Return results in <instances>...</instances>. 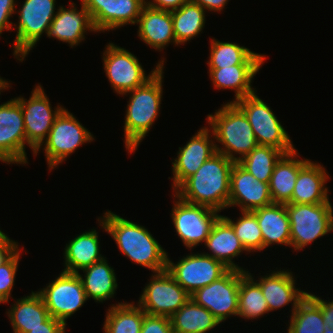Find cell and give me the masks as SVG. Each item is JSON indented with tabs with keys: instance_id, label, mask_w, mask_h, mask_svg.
Returning a JSON list of instances; mask_svg holds the SVG:
<instances>
[{
	"instance_id": "1",
	"label": "cell",
	"mask_w": 333,
	"mask_h": 333,
	"mask_svg": "<svg viewBox=\"0 0 333 333\" xmlns=\"http://www.w3.org/2000/svg\"><path fill=\"white\" fill-rule=\"evenodd\" d=\"M109 233L122 254L132 262L150 269L153 273L167 268L168 253L144 226L131 222L108 210L97 220Z\"/></svg>"
},
{
	"instance_id": "28",
	"label": "cell",
	"mask_w": 333,
	"mask_h": 333,
	"mask_svg": "<svg viewBox=\"0 0 333 333\" xmlns=\"http://www.w3.org/2000/svg\"><path fill=\"white\" fill-rule=\"evenodd\" d=\"M261 67L262 65H234L220 69H208V73L214 88L234 90L235 99L230 102H236L257 92L252 88L251 83Z\"/></svg>"
},
{
	"instance_id": "13",
	"label": "cell",
	"mask_w": 333,
	"mask_h": 333,
	"mask_svg": "<svg viewBox=\"0 0 333 333\" xmlns=\"http://www.w3.org/2000/svg\"><path fill=\"white\" fill-rule=\"evenodd\" d=\"M150 280L137 303L146 314L170 318L190 299L167 270L156 272Z\"/></svg>"
},
{
	"instance_id": "23",
	"label": "cell",
	"mask_w": 333,
	"mask_h": 333,
	"mask_svg": "<svg viewBox=\"0 0 333 333\" xmlns=\"http://www.w3.org/2000/svg\"><path fill=\"white\" fill-rule=\"evenodd\" d=\"M330 179L325 167L309 160L300 170L289 203L321 204L329 200V190L325 186Z\"/></svg>"
},
{
	"instance_id": "31",
	"label": "cell",
	"mask_w": 333,
	"mask_h": 333,
	"mask_svg": "<svg viewBox=\"0 0 333 333\" xmlns=\"http://www.w3.org/2000/svg\"><path fill=\"white\" fill-rule=\"evenodd\" d=\"M210 56L207 61L209 69H220L234 65H263L266 59L259 54L237 43L222 42L211 39Z\"/></svg>"
},
{
	"instance_id": "40",
	"label": "cell",
	"mask_w": 333,
	"mask_h": 333,
	"mask_svg": "<svg viewBox=\"0 0 333 333\" xmlns=\"http://www.w3.org/2000/svg\"><path fill=\"white\" fill-rule=\"evenodd\" d=\"M140 333H172L169 317L145 314Z\"/></svg>"
},
{
	"instance_id": "25",
	"label": "cell",
	"mask_w": 333,
	"mask_h": 333,
	"mask_svg": "<svg viewBox=\"0 0 333 333\" xmlns=\"http://www.w3.org/2000/svg\"><path fill=\"white\" fill-rule=\"evenodd\" d=\"M263 235V250L271 244L291 246L290 221L286 204L272 203L251 211Z\"/></svg>"
},
{
	"instance_id": "15",
	"label": "cell",
	"mask_w": 333,
	"mask_h": 333,
	"mask_svg": "<svg viewBox=\"0 0 333 333\" xmlns=\"http://www.w3.org/2000/svg\"><path fill=\"white\" fill-rule=\"evenodd\" d=\"M239 285L240 271L229 269L219 279L197 289L190 298L210 311L222 323L228 317L238 315Z\"/></svg>"
},
{
	"instance_id": "2",
	"label": "cell",
	"mask_w": 333,
	"mask_h": 333,
	"mask_svg": "<svg viewBox=\"0 0 333 333\" xmlns=\"http://www.w3.org/2000/svg\"><path fill=\"white\" fill-rule=\"evenodd\" d=\"M234 164V160L216 152L174 192L186 202L221 212L228 208L230 173Z\"/></svg>"
},
{
	"instance_id": "5",
	"label": "cell",
	"mask_w": 333,
	"mask_h": 333,
	"mask_svg": "<svg viewBox=\"0 0 333 333\" xmlns=\"http://www.w3.org/2000/svg\"><path fill=\"white\" fill-rule=\"evenodd\" d=\"M290 221L291 247L302 250L318 238L333 231V207L321 204H286Z\"/></svg>"
},
{
	"instance_id": "12",
	"label": "cell",
	"mask_w": 333,
	"mask_h": 333,
	"mask_svg": "<svg viewBox=\"0 0 333 333\" xmlns=\"http://www.w3.org/2000/svg\"><path fill=\"white\" fill-rule=\"evenodd\" d=\"M37 293L42 297L49 315L65 325L66 320L88 300L79 274L64 271Z\"/></svg>"
},
{
	"instance_id": "11",
	"label": "cell",
	"mask_w": 333,
	"mask_h": 333,
	"mask_svg": "<svg viewBox=\"0 0 333 333\" xmlns=\"http://www.w3.org/2000/svg\"><path fill=\"white\" fill-rule=\"evenodd\" d=\"M31 93L29 100L22 96L15 98L18 100L23 113L26 145L28 144L34 156H36L42 148V143L48 138L51 127L64 106L57 105L53 110L41 84H37Z\"/></svg>"
},
{
	"instance_id": "8",
	"label": "cell",
	"mask_w": 333,
	"mask_h": 333,
	"mask_svg": "<svg viewBox=\"0 0 333 333\" xmlns=\"http://www.w3.org/2000/svg\"><path fill=\"white\" fill-rule=\"evenodd\" d=\"M245 114L252 126L258 145L271 146L284 154L295 150L290 136L271 108L257 93L234 102Z\"/></svg>"
},
{
	"instance_id": "42",
	"label": "cell",
	"mask_w": 333,
	"mask_h": 333,
	"mask_svg": "<svg viewBox=\"0 0 333 333\" xmlns=\"http://www.w3.org/2000/svg\"><path fill=\"white\" fill-rule=\"evenodd\" d=\"M66 325L49 316L43 323L42 326L32 328L28 333H65Z\"/></svg>"
},
{
	"instance_id": "27",
	"label": "cell",
	"mask_w": 333,
	"mask_h": 333,
	"mask_svg": "<svg viewBox=\"0 0 333 333\" xmlns=\"http://www.w3.org/2000/svg\"><path fill=\"white\" fill-rule=\"evenodd\" d=\"M98 232L96 229L83 232L70 240L64 248V266L62 270L68 273H79L95 262L104 258L100 254Z\"/></svg>"
},
{
	"instance_id": "24",
	"label": "cell",
	"mask_w": 333,
	"mask_h": 333,
	"mask_svg": "<svg viewBox=\"0 0 333 333\" xmlns=\"http://www.w3.org/2000/svg\"><path fill=\"white\" fill-rule=\"evenodd\" d=\"M204 245L208 248L211 256L215 260L222 262L227 268L239 271H246L243 267L234 263L233 259L238 257L243 251L247 252L236 236L232 225L221 215L207 237Z\"/></svg>"
},
{
	"instance_id": "29",
	"label": "cell",
	"mask_w": 333,
	"mask_h": 333,
	"mask_svg": "<svg viewBox=\"0 0 333 333\" xmlns=\"http://www.w3.org/2000/svg\"><path fill=\"white\" fill-rule=\"evenodd\" d=\"M6 313L13 333H28L32 328L42 326L50 316L42 297L36 291L17 299Z\"/></svg>"
},
{
	"instance_id": "43",
	"label": "cell",
	"mask_w": 333,
	"mask_h": 333,
	"mask_svg": "<svg viewBox=\"0 0 333 333\" xmlns=\"http://www.w3.org/2000/svg\"><path fill=\"white\" fill-rule=\"evenodd\" d=\"M308 295L321 307L322 318L326 327L333 329V300L331 302L320 298L318 295Z\"/></svg>"
},
{
	"instance_id": "9",
	"label": "cell",
	"mask_w": 333,
	"mask_h": 333,
	"mask_svg": "<svg viewBox=\"0 0 333 333\" xmlns=\"http://www.w3.org/2000/svg\"><path fill=\"white\" fill-rule=\"evenodd\" d=\"M93 140L91 132L64 108L56 117L48 138L41 145L44 147L42 149L45 153L48 170L55 169L78 147Z\"/></svg>"
},
{
	"instance_id": "37",
	"label": "cell",
	"mask_w": 333,
	"mask_h": 333,
	"mask_svg": "<svg viewBox=\"0 0 333 333\" xmlns=\"http://www.w3.org/2000/svg\"><path fill=\"white\" fill-rule=\"evenodd\" d=\"M325 328L321 307L307 295L291 314L287 333H323Z\"/></svg>"
},
{
	"instance_id": "18",
	"label": "cell",
	"mask_w": 333,
	"mask_h": 333,
	"mask_svg": "<svg viewBox=\"0 0 333 333\" xmlns=\"http://www.w3.org/2000/svg\"><path fill=\"white\" fill-rule=\"evenodd\" d=\"M209 132L208 126L203 127L191 137L185 146L179 147L177 157L172 162L173 191L188 177L195 174L202 164L216 153L214 134L212 131L210 132L212 135Z\"/></svg>"
},
{
	"instance_id": "35",
	"label": "cell",
	"mask_w": 333,
	"mask_h": 333,
	"mask_svg": "<svg viewBox=\"0 0 333 333\" xmlns=\"http://www.w3.org/2000/svg\"><path fill=\"white\" fill-rule=\"evenodd\" d=\"M145 314L134 302L112 304L105 316L104 333H140Z\"/></svg>"
},
{
	"instance_id": "19",
	"label": "cell",
	"mask_w": 333,
	"mask_h": 333,
	"mask_svg": "<svg viewBox=\"0 0 333 333\" xmlns=\"http://www.w3.org/2000/svg\"><path fill=\"white\" fill-rule=\"evenodd\" d=\"M272 203L269 183L259 181L236 161L230 173L228 208L235 205L240 211H253Z\"/></svg>"
},
{
	"instance_id": "22",
	"label": "cell",
	"mask_w": 333,
	"mask_h": 333,
	"mask_svg": "<svg viewBox=\"0 0 333 333\" xmlns=\"http://www.w3.org/2000/svg\"><path fill=\"white\" fill-rule=\"evenodd\" d=\"M138 37L152 49L162 51L169 43H176L171 11L144 5L136 23Z\"/></svg>"
},
{
	"instance_id": "34",
	"label": "cell",
	"mask_w": 333,
	"mask_h": 333,
	"mask_svg": "<svg viewBox=\"0 0 333 333\" xmlns=\"http://www.w3.org/2000/svg\"><path fill=\"white\" fill-rule=\"evenodd\" d=\"M206 12L201 6L190 1L171 11L174 36L178 45L185 44L202 32Z\"/></svg>"
},
{
	"instance_id": "36",
	"label": "cell",
	"mask_w": 333,
	"mask_h": 333,
	"mask_svg": "<svg viewBox=\"0 0 333 333\" xmlns=\"http://www.w3.org/2000/svg\"><path fill=\"white\" fill-rule=\"evenodd\" d=\"M283 154L277 148L257 145L237 162L259 181L269 183L274 166Z\"/></svg>"
},
{
	"instance_id": "30",
	"label": "cell",
	"mask_w": 333,
	"mask_h": 333,
	"mask_svg": "<svg viewBox=\"0 0 333 333\" xmlns=\"http://www.w3.org/2000/svg\"><path fill=\"white\" fill-rule=\"evenodd\" d=\"M106 257L83 269L79 276L82 280L87 299L92 298L96 302L106 301L114 297L118 287L115 270L107 263Z\"/></svg>"
},
{
	"instance_id": "49",
	"label": "cell",
	"mask_w": 333,
	"mask_h": 333,
	"mask_svg": "<svg viewBox=\"0 0 333 333\" xmlns=\"http://www.w3.org/2000/svg\"><path fill=\"white\" fill-rule=\"evenodd\" d=\"M323 333H333V329L326 327Z\"/></svg>"
},
{
	"instance_id": "7",
	"label": "cell",
	"mask_w": 333,
	"mask_h": 333,
	"mask_svg": "<svg viewBox=\"0 0 333 333\" xmlns=\"http://www.w3.org/2000/svg\"><path fill=\"white\" fill-rule=\"evenodd\" d=\"M103 67L111 87L118 95H122L144 85L154 74L164 66V57L156 67L145 74L139 59L129 50L108 43L103 52Z\"/></svg>"
},
{
	"instance_id": "6",
	"label": "cell",
	"mask_w": 333,
	"mask_h": 333,
	"mask_svg": "<svg viewBox=\"0 0 333 333\" xmlns=\"http://www.w3.org/2000/svg\"><path fill=\"white\" fill-rule=\"evenodd\" d=\"M56 0H25L18 12V24H14L13 55L23 62L30 50L35 47L43 33L47 34L55 15Z\"/></svg>"
},
{
	"instance_id": "3",
	"label": "cell",
	"mask_w": 333,
	"mask_h": 333,
	"mask_svg": "<svg viewBox=\"0 0 333 333\" xmlns=\"http://www.w3.org/2000/svg\"><path fill=\"white\" fill-rule=\"evenodd\" d=\"M163 68L144 85L123 94H130L124 121V143L129 154L138 149L158 118L163 95Z\"/></svg>"
},
{
	"instance_id": "4",
	"label": "cell",
	"mask_w": 333,
	"mask_h": 333,
	"mask_svg": "<svg viewBox=\"0 0 333 333\" xmlns=\"http://www.w3.org/2000/svg\"><path fill=\"white\" fill-rule=\"evenodd\" d=\"M207 123L216 142L223 145L222 148L215 144L216 152L235 162L258 145L247 117L234 102H227L214 114L207 115Z\"/></svg>"
},
{
	"instance_id": "41",
	"label": "cell",
	"mask_w": 333,
	"mask_h": 333,
	"mask_svg": "<svg viewBox=\"0 0 333 333\" xmlns=\"http://www.w3.org/2000/svg\"><path fill=\"white\" fill-rule=\"evenodd\" d=\"M16 10L15 0H0V36L4 30H12L13 22L9 19Z\"/></svg>"
},
{
	"instance_id": "32",
	"label": "cell",
	"mask_w": 333,
	"mask_h": 333,
	"mask_svg": "<svg viewBox=\"0 0 333 333\" xmlns=\"http://www.w3.org/2000/svg\"><path fill=\"white\" fill-rule=\"evenodd\" d=\"M172 331L182 333H207L220 322L206 308L190 298L171 317Z\"/></svg>"
},
{
	"instance_id": "20",
	"label": "cell",
	"mask_w": 333,
	"mask_h": 333,
	"mask_svg": "<svg viewBox=\"0 0 333 333\" xmlns=\"http://www.w3.org/2000/svg\"><path fill=\"white\" fill-rule=\"evenodd\" d=\"M70 1V9L59 6L47 37L68 43L72 48L85 39L86 31L96 32L88 10L81 4L80 10Z\"/></svg>"
},
{
	"instance_id": "46",
	"label": "cell",
	"mask_w": 333,
	"mask_h": 333,
	"mask_svg": "<svg viewBox=\"0 0 333 333\" xmlns=\"http://www.w3.org/2000/svg\"><path fill=\"white\" fill-rule=\"evenodd\" d=\"M192 3L198 4L206 11L219 12L223 11V8L227 6L229 0H189Z\"/></svg>"
},
{
	"instance_id": "17",
	"label": "cell",
	"mask_w": 333,
	"mask_h": 333,
	"mask_svg": "<svg viewBox=\"0 0 333 333\" xmlns=\"http://www.w3.org/2000/svg\"><path fill=\"white\" fill-rule=\"evenodd\" d=\"M81 4L88 10L96 33H101L135 25L145 0H81Z\"/></svg>"
},
{
	"instance_id": "16",
	"label": "cell",
	"mask_w": 333,
	"mask_h": 333,
	"mask_svg": "<svg viewBox=\"0 0 333 333\" xmlns=\"http://www.w3.org/2000/svg\"><path fill=\"white\" fill-rule=\"evenodd\" d=\"M26 132L21 106L16 98L0 105V161L28 164Z\"/></svg>"
},
{
	"instance_id": "26",
	"label": "cell",
	"mask_w": 333,
	"mask_h": 333,
	"mask_svg": "<svg viewBox=\"0 0 333 333\" xmlns=\"http://www.w3.org/2000/svg\"><path fill=\"white\" fill-rule=\"evenodd\" d=\"M297 150L285 153L274 166L269 181L273 203L288 204L291 200L299 170L309 159H298Z\"/></svg>"
},
{
	"instance_id": "10",
	"label": "cell",
	"mask_w": 333,
	"mask_h": 333,
	"mask_svg": "<svg viewBox=\"0 0 333 333\" xmlns=\"http://www.w3.org/2000/svg\"><path fill=\"white\" fill-rule=\"evenodd\" d=\"M176 200L171 211V218L178 237L188 249L206 241L213 225L221 216L219 211L204 205L192 204L182 200L175 193Z\"/></svg>"
},
{
	"instance_id": "39",
	"label": "cell",
	"mask_w": 333,
	"mask_h": 333,
	"mask_svg": "<svg viewBox=\"0 0 333 333\" xmlns=\"http://www.w3.org/2000/svg\"><path fill=\"white\" fill-rule=\"evenodd\" d=\"M21 249L19 248L6 262L0 265V304L8 303L14 286Z\"/></svg>"
},
{
	"instance_id": "44",
	"label": "cell",
	"mask_w": 333,
	"mask_h": 333,
	"mask_svg": "<svg viewBox=\"0 0 333 333\" xmlns=\"http://www.w3.org/2000/svg\"><path fill=\"white\" fill-rule=\"evenodd\" d=\"M189 0H145V5L164 11H173L179 9Z\"/></svg>"
},
{
	"instance_id": "33",
	"label": "cell",
	"mask_w": 333,
	"mask_h": 333,
	"mask_svg": "<svg viewBox=\"0 0 333 333\" xmlns=\"http://www.w3.org/2000/svg\"><path fill=\"white\" fill-rule=\"evenodd\" d=\"M270 312L260 285L249 271H240L238 317L253 320Z\"/></svg>"
},
{
	"instance_id": "21",
	"label": "cell",
	"mask_w": 333,
	"mask_h": 333,
	"mask_svg": "<svg viewBox=\"0 0 333 333\" xmlns=\"http://www.w3.org/2000/svg\"><path fill=\"white\" fill-rule=\"evenodd\" d=\"M292 272L287 270L272 271L262 276L256 282L260 285L270 312L276 311L285 305L292 304L293 313L299 303L308 295V292L296 288Z\"/></svg>"
},
{
	"instance_id": "14",
	"label": "cell",
	"mask_w": 333,
	"mask_h": 333,
	"mask_svg": "<svg viewBox=\"0 0 333 333\" xmlns=\"http://www.w3.org/2000/svg\"><path fill=\"white\" fill-rule=\"evenodd\" d=\"M166 270L191 295L219 279L229 268L211 256L197 252L183 256L177 264L167 257Z\"/></svg>"
},
{
	"instance_id": "38",
	"label": "cell",
	"mask_w": 333,
	"mask_h": 333,
	"mask_svg": "<svg viewBox=\"0 0 333 333\" xmlns=\"http://www.w3.org/2000/svg\"><path fill=\"white\" fill-rule=\"evenodd\" d=\"M233 227L245 250L249 253L263 250V235L257 217L251 211H241V217L234 222L222 215Z\"/></svg>"
},
{
	"instance_id": "47",
	"label": "cell",
	"mask_w": 333,
	"mask_h": 333,
	"mask_svg": "<svg viewBox=\"0 0 333 333\" xmlns=\"http://www.w3.org/2000/svg\"><path fill=\"white\" fill-rule=\"evenodd\" d=\"M10 84V81L8 82L7 80L0 77V94L3 92V90H7L10 87Z\"/></svg>"
},
{
	"instance_id": "48",
	"label": "cell",
	"mask_w": 333,
	"mask_h": 333,
	"mask_svg": "<svg viewBox=\"0 0 333 333\" xmlns=\"http://www.w3.org/2000/svg\"><path fill=\"white\" fill-rule=\"evenodd\" d=\"M7 235L3 233L0 229V242L6 237Z\"/></svg>"
},
{
	"instance_id": "45",
	"label": "cell",
	"mask_w": 333,
	"mask_h": 333,
	"mask_svg": "<svg viewBox=\"0 0 333 333\" xmlns=\"http://www.w3.org/2000/svg\"><path fill=\"white\" fill-rule=\"evenodd\" d=\"M19 243L6 236L0 242V265L6 262L18 249Z\"/></svg>"
}]
</instances>
